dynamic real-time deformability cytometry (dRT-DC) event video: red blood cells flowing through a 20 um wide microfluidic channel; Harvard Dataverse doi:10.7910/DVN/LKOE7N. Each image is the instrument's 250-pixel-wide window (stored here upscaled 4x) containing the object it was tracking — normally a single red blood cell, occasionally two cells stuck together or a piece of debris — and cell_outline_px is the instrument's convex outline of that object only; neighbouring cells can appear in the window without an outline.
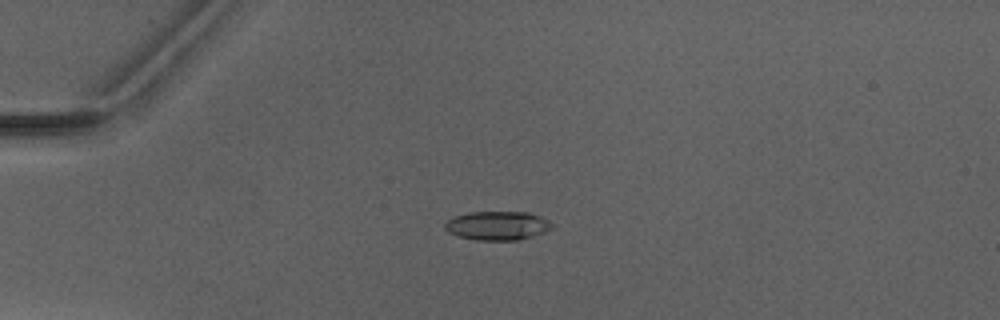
{"species": "Egyptian fruit bat (a non-hibernating species)", "species_latin": "Rousettus aegyptiacus", "temperature_condition": "warm", "stored_images_in_passage": 6, "camera_frame_rate_fps": 3000, "um_per_image_px": 0.085, "animal": {"sex": "male"}, "frame": {"image": 1, "passage_image": 5, "time_ms": 4.667, "image_size_px": [1000, 320], "cell_outline_px": [[552, 228], [544, 232], [532, 236], [516, 240], [476, 240], [460, 236], [448, 232], [444, 228], [444, 224], [448, 220], [456, 216], [468, 212], [528, 212], [540, 216], [548, 220], [552, 224]], "centroid_in_image_um": [42.28, 19.17], "position_along_channel_um": 42.7, "area_um2": 17.86}}